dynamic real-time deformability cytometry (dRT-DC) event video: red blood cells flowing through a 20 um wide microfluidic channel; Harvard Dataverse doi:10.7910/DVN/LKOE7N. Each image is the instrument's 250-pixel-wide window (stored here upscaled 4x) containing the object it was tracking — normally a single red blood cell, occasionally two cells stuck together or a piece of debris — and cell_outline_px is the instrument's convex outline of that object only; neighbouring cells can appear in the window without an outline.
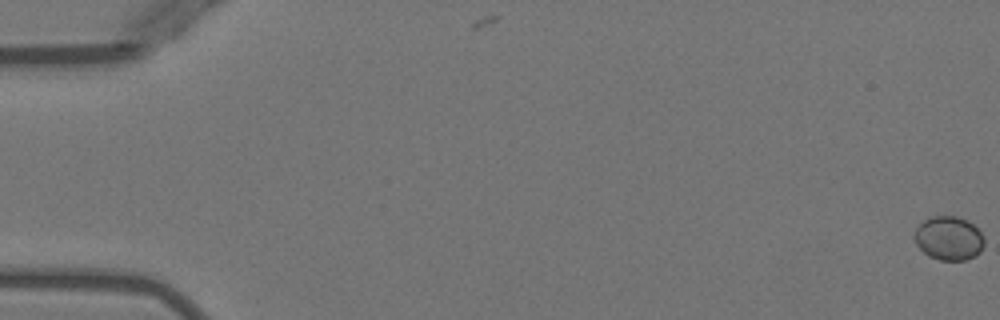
{"species": "Egyptian fruit bat (a non-hibernating species)", "species_latin": "Rousettus aegyptiacus", "temperature_condition": "warm", "stored_images_in_passage": 54, "camera_frame_rate_fps": 3000, "um_per_image_px": 0.085, "animal": {"sex": "female"}, "frame": {"image": 1, "passage_image": 1, "time_ms": 0.0, "image_size_px": [1000, 320], "cell_outline_px": [[984, 244], [980, 252], [976, 256], [964, 260], [940, 260], [928, 256], [916, 244], [916, 228], [924, 220], [932, 216], [956, 216], [968, 220], [984, 236]], "centroid_in_image_um": [80.68, 20.25], "position_along_channel_um": 4.3, "area_um2": 17.74}}
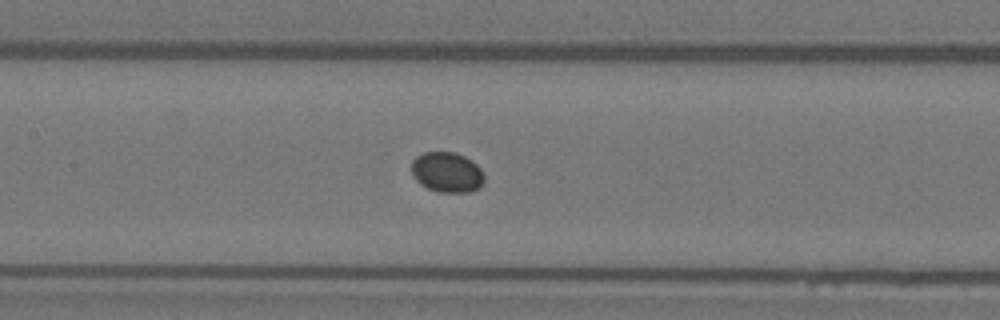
{"frame": {"image": 2, "passage_image": 26, "time_ms": 8.333, "image_size_px": [1000, 320], "cell_outline_px": [[484, 180], [480, 188], [468, 192], [436, 192], [420, 184], [412, 176], [412, 160], [416, 156], [424, 152], [456, 152], [472, 160], [484, 172]], "centroid_in_image_um": [38.0, 14.64], "position_along_channel_um": 169.4, "area_um2": 17.28}}
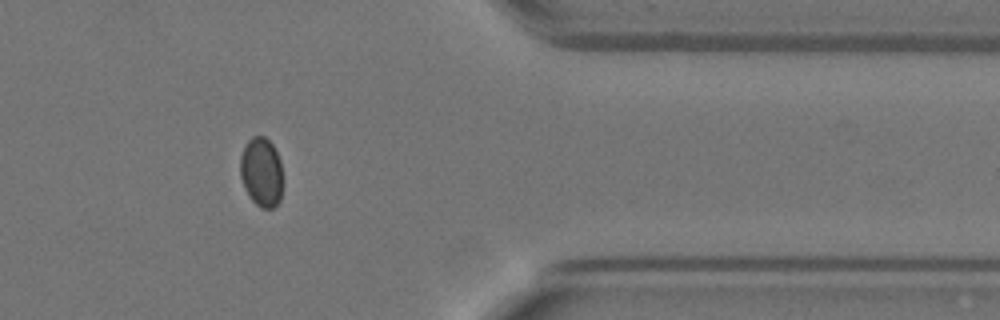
{"frame": {"image": 3, "passage_image": 44, "time_ms": 14.333, "image_size_px": [1000, 320], "cell_outline_px": [[280, 200], [272, 208], [260, 208], [248, 196], [244, 188], [240, 176], [240, 156], [244, 144], [252, 136], [264, 136], [272, 144], [280, 160]], "centroid_in_image_um": [22.17, 14.61], "position_along_channel_um": 389.2, "area_um2": 17.05}}